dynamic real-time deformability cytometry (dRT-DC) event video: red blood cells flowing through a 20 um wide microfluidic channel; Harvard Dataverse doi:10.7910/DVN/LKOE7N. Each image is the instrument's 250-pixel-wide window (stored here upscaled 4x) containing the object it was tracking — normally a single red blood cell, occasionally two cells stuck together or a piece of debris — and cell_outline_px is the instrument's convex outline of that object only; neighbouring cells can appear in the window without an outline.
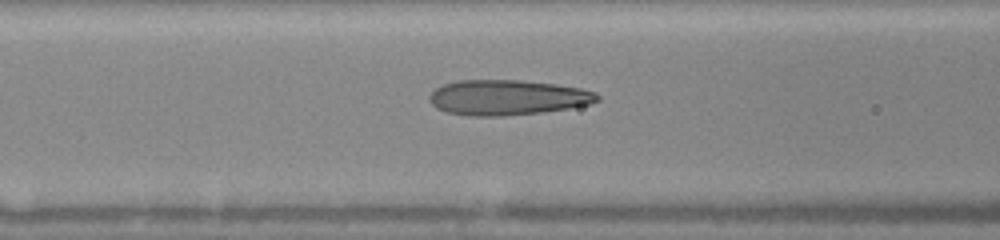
{"species": "human", "species_latin": "Homo sapiens", "temperature_condition": "warm", "stored_images_in_passage": 32, "camera_frame_rate_fps": 3000, "um_per_image_px": 0.085, "donor": {"sex": "female"}, "frame": {"image": 1, "passage_image": 19, "time_ms": 6.667, "image_size_px": [1000, 240], "cell_outline_px": [[600, 100], [588, 104], [568, 108], [540, 112], [500, 116], [468, 116], [448, 112], [436, 108], [428, 100], [428, 96], [436, 88], [444, 84], [456, 80], [520, 80], [556, 84], [580, 88], [596, 92], [600, 96]], "centroid_in_image_um": [43.11, 8.28], "position_along_channel_um": 123.5, "area_um2": 34.45}, "authors_computed_cell_mechanics": {"area_um2": 33.6685, "velocity_mm_per_s": 4.15, "shape_relaxation_time_tau1_ms": 4.8604, "shape_relaxation_time_tau2_ms": 1.1343, "deformation_change_tau1": 0.2279, "deformation_change_tau2": 0.0989}}